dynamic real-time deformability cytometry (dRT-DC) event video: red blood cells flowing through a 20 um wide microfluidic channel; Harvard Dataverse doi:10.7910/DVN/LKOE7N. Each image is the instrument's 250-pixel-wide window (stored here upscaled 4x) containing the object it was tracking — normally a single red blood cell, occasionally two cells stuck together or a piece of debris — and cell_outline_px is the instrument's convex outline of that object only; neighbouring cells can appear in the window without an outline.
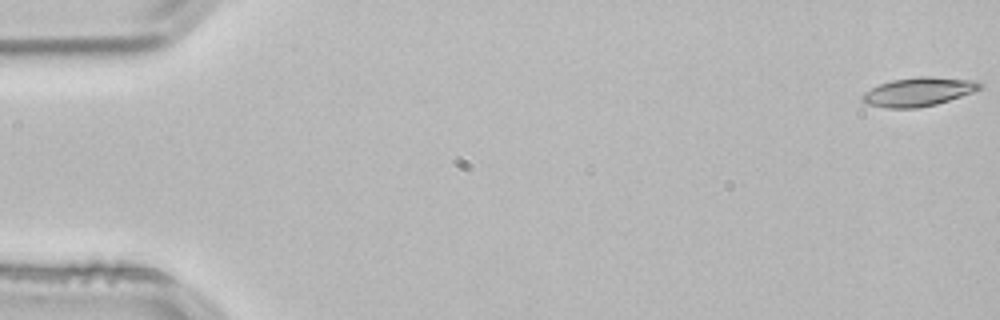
{"species": "common noctule bat (a hibernating species)", "species_latin": "Nyctalus noctula", "temperature_condition": "room temperature", "stored_images_in_passage": 17, "camera_frame_rate_fps": 3000, "um_per_image_px": 0.085, "animal": {"sex": "male", "body_mass_g": 21.5, "forearm_length_mm": 52.0}, "frame": {"image": 1, "passage_image": 1, "time_ms": 0.0, "image_size_px": [1000, 320], "cell_outline_px": [[984, 84], [980, 88], [972, 92], [936, 104], [916, 108], [884, 108], [868, 104], [860, 100], [860, 96], [864, 92], [880, 84], [892, 80], [920, 76], [932, 76], [980, 80]], "centroid_in_image_um": [78.08, 7.79], "position_along_channel_um": 6.9, "area_um2": 19.83}}
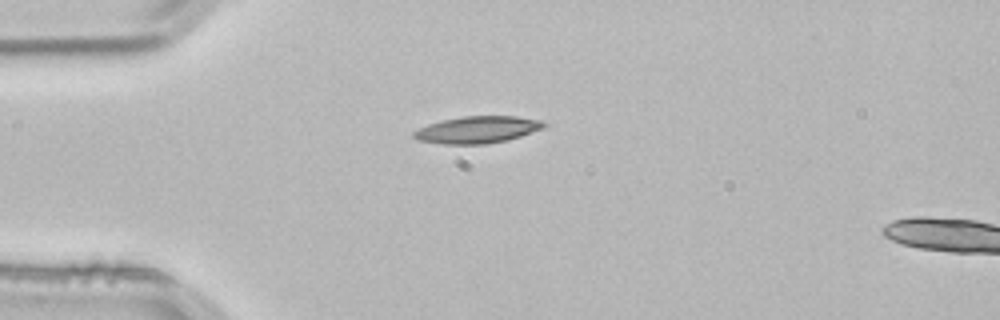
{"frame": {"image": 2, "passage_image": 14, "time_ms": 4.333, "image_size_px": [1000, 320], "cell_outline_px": [[544, 128], [508, 140], [488, 144], [440, 144], [416, 140], [412, 136], [412, 132], [428, 124], [444, 120], [464, 116], [516, 116], [540, 120], [544, 124]], "centroid_in_image_um": [40.54, 11.04], "position_along_channel_um": 44.5, "area_um2": 20.4}}